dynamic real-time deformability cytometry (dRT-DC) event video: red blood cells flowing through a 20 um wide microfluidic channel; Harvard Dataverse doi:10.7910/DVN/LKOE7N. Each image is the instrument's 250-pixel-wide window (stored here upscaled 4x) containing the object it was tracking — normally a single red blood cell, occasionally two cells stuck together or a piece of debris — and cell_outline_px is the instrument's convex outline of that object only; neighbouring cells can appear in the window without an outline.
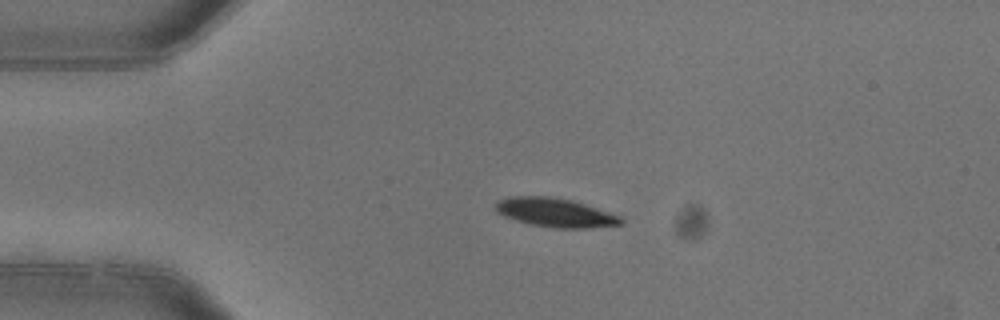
{"species": "common noctule bat (a hibernating species)", "species_latin": "Nyctalus noctula", "temperature_condition": "warm", "stored_images_in_passage": 1, "camera_frame_rate_fps": 3000, "um_per_image_px": 0.085, "animal": {"sex": "female"}, "frame": {"image": 1, "passage_image": 1, "time_ms": 0.0, "image_size_px": [1000, 320], "cell_outline_px": [[624, 224], [584, 228], [556, 228], [532, 224], [516, 220], [504, 216], [496, 212], [496, 204], [500, 200], [508, 196], [548, 196], [572, 200], [620, 216], [624, 220]], "centroid_in_image_um": [47.19, 18.06], "position_along_channel_um": 37.8, "area_um2": 20.87}}